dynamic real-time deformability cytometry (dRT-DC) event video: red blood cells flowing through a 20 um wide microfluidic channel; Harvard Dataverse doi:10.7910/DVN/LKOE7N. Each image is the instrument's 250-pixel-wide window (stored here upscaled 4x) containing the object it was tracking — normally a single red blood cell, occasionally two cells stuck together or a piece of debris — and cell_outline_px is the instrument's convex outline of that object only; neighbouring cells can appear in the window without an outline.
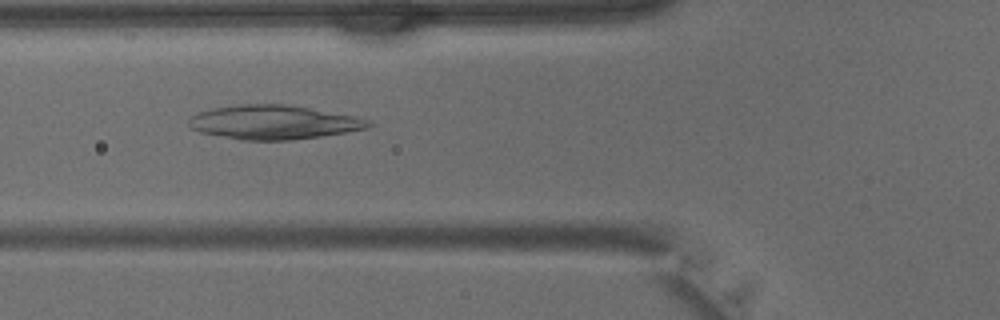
{"species": "common noctule bat (a hibernating species)", "species_latin": "Nyctalus noctula", "temperature_condition": "warm", "stored_images_in_passage": 30, "camera_frame_rate_fps": 3000, "um_per_image_px": 0.085, "animal": {"sex": "male", "body_mass_g": 15.6}, "frame": {"image": 1, "passage_image": 4, "time_ms": 1.0, "image_size_px": [1000, 320], "cell_outline_px": [[372, 124], [368, 128], [320, 136], [292, 140], [240, 140], [200, 132], [192, 128], [188, 124], [188, 120], [192, 116], [200, 112], [212, 108], [240, 104], [284, 104], [308, 108], [352, 116], [368, 120]], "centroid_in_image_um": [23.2, 10.4], "position_along_channel_um": 102.6, "area_um2": 35.2}}
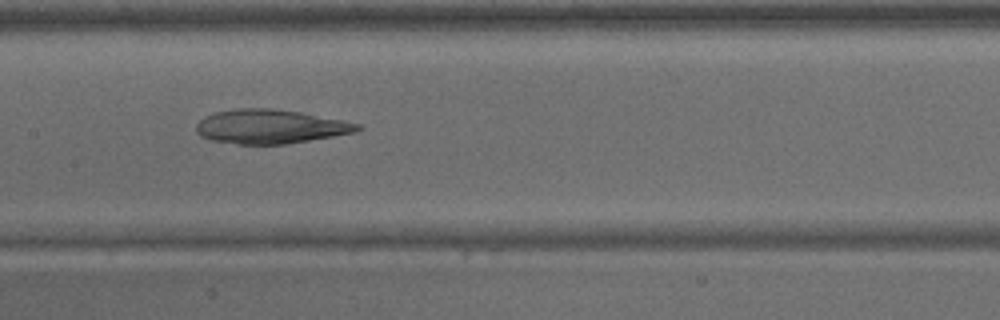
{"frame": {"image": 2, "passage_image": 9, "time_ms": 2.667, "image_size_px": [1000, 320], "cell_outline_px": [[364, 128], [356, 132], [284, 144], [236, 144], [212, 140], [200, 136], [196, 132], [196, 124], [204, 116], [216, 112], [236, 108], [268, 108], [300, 112], [364, 124]], "centroid_in_image_um": [22.98, 10.75], "position_along_channel_um": 184.4, "area_um2": 32.02}}
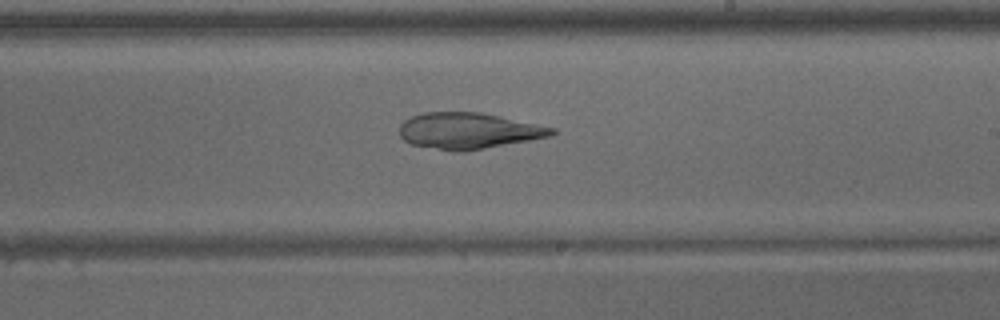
{"frame": {"image": 3, "passage_image": 13, "time_ms": 4.0, "image_size_px": [1000, 320], "cell_outline_px": [[556, 132], [552, 136], [464, 152], [456, 152], [412, 144], [404, 140], [400, 136], [400, 124], [404, 120], [412, 116], [424, 112], [480, 112], [500, 116], [556, 128]], "centroid_in_image_um": [39.83, 11.12], "position_along_channel_um": 249.2, "area_um2": 32.08}}